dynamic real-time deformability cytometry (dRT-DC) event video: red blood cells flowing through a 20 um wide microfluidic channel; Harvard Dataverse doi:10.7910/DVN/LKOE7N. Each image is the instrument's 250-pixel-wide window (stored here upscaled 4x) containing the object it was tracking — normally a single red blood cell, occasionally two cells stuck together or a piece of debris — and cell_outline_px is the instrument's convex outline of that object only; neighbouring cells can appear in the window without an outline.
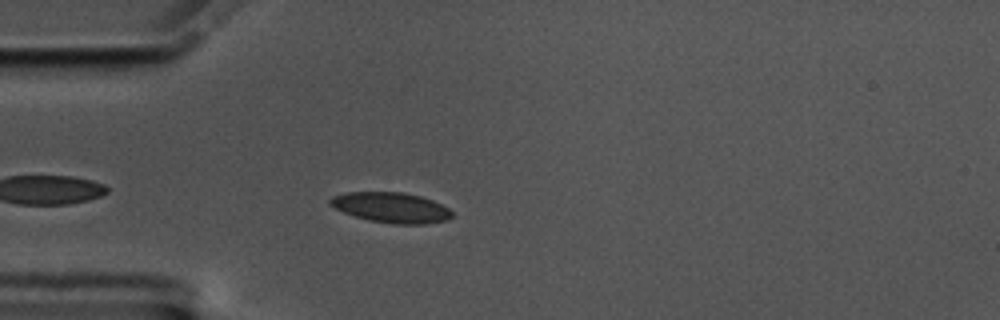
{"species": "common noctule bat (a hibernating species)", "species_latin": "Nyctalus noctula", "temperature_condition": "cold", "stored_images_in_passage": 47, "camera_frame_rate_fps": 3000, "um_per_image_px": 0.085, "animal": {"sex": "male", "body_mass_g": 17.5, "forearm_length_mm": 52.3}, "frame": {"image": 1, "passage_image": 5, "time_ms": 1.333, "image_size_px": [1000, 320], "cell_outline_px": [[452, 216], [448, 220], [424, 224], [392, 224], [368, 220], [344, 212], [328, 204], [328, 200], [332, 196], [348, 192], [404, 192], [420, 196], [432, 200], [448, 208], [452, 212]], "centroid_in_image_um": [33.25, 17.64], "position_along_channel_um": 51.8, "area_um2": 21.5}}
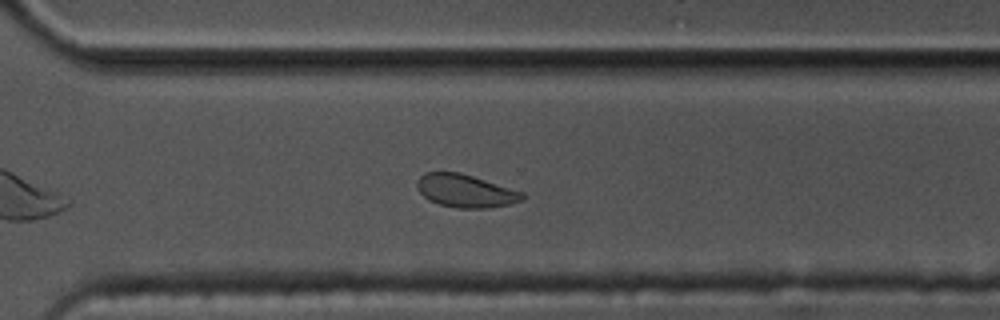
{"frame": {"image": 2, "passage_image": 30, "time_ms": 9.667, "image_size_px": [1000, 320], "cell_outline_px": [[524, 196], [520, 200], [508, 204], [484, 208], [456, 208], [440, 204], [428, 200], [420, 192], [416, 184], [416, 180], [424, 172], [460, 172], [524, 192]], "centroid_in_image_um": [39.52, 16.21], "position_along_channel_um": 331.1, "area_um2": 20.06}}
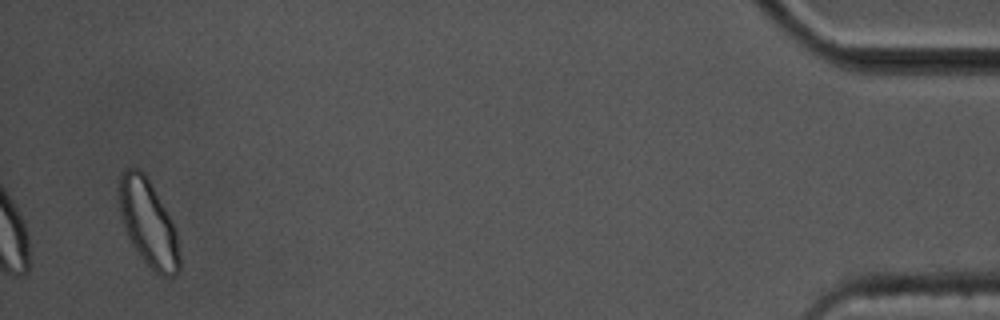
{"frame": {"image": 3, "passage_image": 45, "time_ms": 14.667, "image_size_px": [1000, 320], "cell_outline_px": [[180, 272], [172, 276], [160, 276], [152, 272], [140, 256], [132, 244], [124, 228], [120, 212], [120, 176], [128, 168], [140, 168], [144, 172], [172, 220], [176, 228], [180, 252]], "centroid_in_image_um": [12.64, 19.03], "position_along_channel_um": 422.6, "area_um2": 30.46}, "authors_computed_cell_mechanics": {"area_um2": 21.2704, "velocity_mm_per_s": 3.4647, "shape_relaxation_time_tau1_ms": 3.1932, "shape_relaxation_time_tau2_ms": 1.6035, "deformation_change_tau1": 0.065, "deformation_change_tau2": 0.0492}}